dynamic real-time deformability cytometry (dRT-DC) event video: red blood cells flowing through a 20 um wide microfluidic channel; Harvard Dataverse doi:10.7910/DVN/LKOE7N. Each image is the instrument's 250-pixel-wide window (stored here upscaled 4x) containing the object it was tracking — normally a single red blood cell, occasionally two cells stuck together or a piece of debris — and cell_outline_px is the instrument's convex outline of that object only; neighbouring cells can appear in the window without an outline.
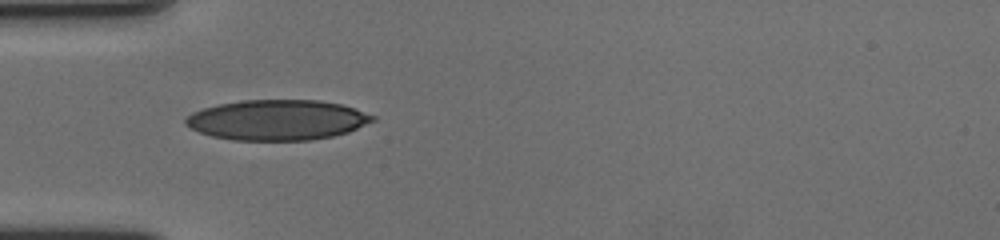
{"species": "human", "species_latin": "Homo sapiens", "temperature_condition": "cold", "stored_images_in_passage": 37, "camera_frame_rate_fps": 3000, "um_per_image_px": 0.085, "donor": {"sex": "female"}, "frame": {"image": 1, "passage_image": 1, "time_ms": 0.0, "image_size_px": [1000, 240], "cell_outline_px": [[376, 120], [348, 132], [332, 136], [308, 140], [232, 140], [212, 136], [200, 132], [184, 124], [184, 120], [192, 112], [216, 104], [240, 100], [320, 100], [340, 104], [376, 116]], "centroid_in_image_um": [23.55, 10.19], "position_along_channel_um": 61.5, "area_um2": 43.87}}
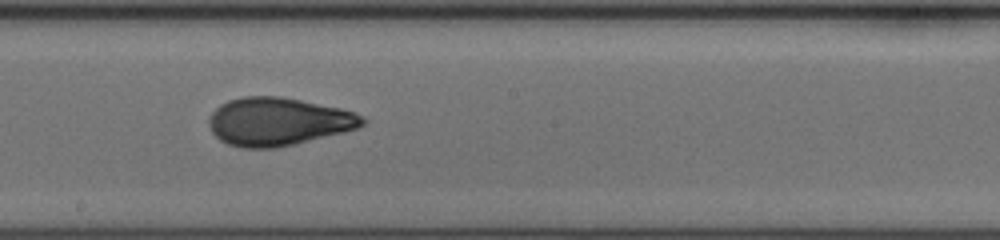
{"frame": {"image": 2, "passage_image": 15, "time_ms": 4.667, "image_size_px": [1000, 240], "cell_outline_px": [[368, 120], [364, 124], [356, 128], [344, 132], [276, 148], [244, 148], [228, 144], [220, 140], [212, 132], [208, 124], [208, 120], [212, 112], [220, 104], [228, 100], [244, 96], [280, 96], [340, 108], [364, 116]], "centroid_in_image_um": [23.63, 10.33], "position_along_channel_um": 224.6, "area_um2": 42.89}}
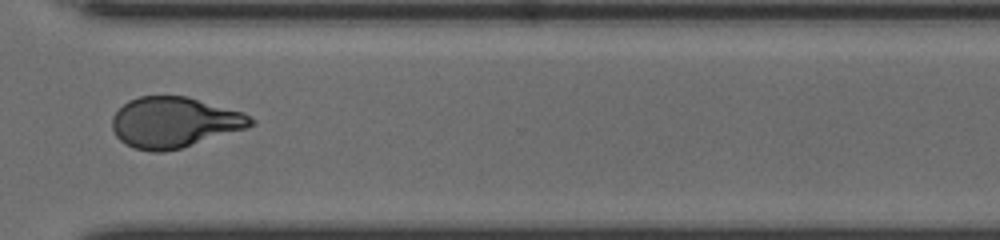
{"frame": {"image": 3, "passage_image": 26, "time_ms": 8.333, "image_size_px": [1000, 240], "cell_outline_px": [[256, 124], [248, 128], [180, 148], [164, 152], [152, 152], [132, 148], [124, 144], [116, 136], [112, 128], [112, 116], [128, 100], [140, 96], [188, 96], [244, 112], [256, 120]], "centroid_in_image_um": [14.83, 10.4], "position_along_channel_um": 355.8, "area_um2": 41.21}, "authors_computed_cell_mechanics": {"area_um2": 41.6738, "velocity_mm_per_s": 3.5664, "shape_relaxation_time_tau1_ms": 5.1782, "shape_relaxation_time_tau2_ms": 1.059, "deformation_change_tau1": 0.1791, "deformation_change_tau2": 0.0629}}